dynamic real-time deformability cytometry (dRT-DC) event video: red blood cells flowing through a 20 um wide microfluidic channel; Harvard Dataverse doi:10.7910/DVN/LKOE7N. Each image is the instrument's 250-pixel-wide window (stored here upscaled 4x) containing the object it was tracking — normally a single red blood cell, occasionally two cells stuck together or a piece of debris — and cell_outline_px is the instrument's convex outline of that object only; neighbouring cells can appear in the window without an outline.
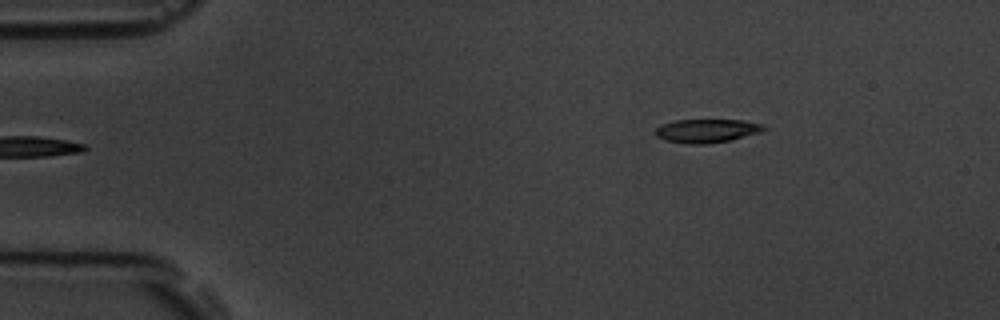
{"species": "common noctule bat (a hibernating species)", "species_latin": "Nyctalus noctula", "temperature_condition": "room temperature", "stored_images_in_passage": 3, "camera_frame_rate_fps": 3000, "um_per_image_px": 0.085, "animal": {"sex": "male", "body_mass_g": 19.5, "forearm_length_mm": 54.6}, "frame": {"image": 1, "passage_image": 3, "time_ms": 2.333, "image_size_px": [1000, 320], "cell_outline_px": [[768, 128], [760, 132], [732, 140], [708, 144], [684, 144], [664, 140], [656, 136], [656, 128], [664, 124], [676, 120], [744, 120], [760, 124]], "centroid_in_image_um": [60.08, 11.13], "position_along_channel_um": 24.9, "area_um2": 14.91}}